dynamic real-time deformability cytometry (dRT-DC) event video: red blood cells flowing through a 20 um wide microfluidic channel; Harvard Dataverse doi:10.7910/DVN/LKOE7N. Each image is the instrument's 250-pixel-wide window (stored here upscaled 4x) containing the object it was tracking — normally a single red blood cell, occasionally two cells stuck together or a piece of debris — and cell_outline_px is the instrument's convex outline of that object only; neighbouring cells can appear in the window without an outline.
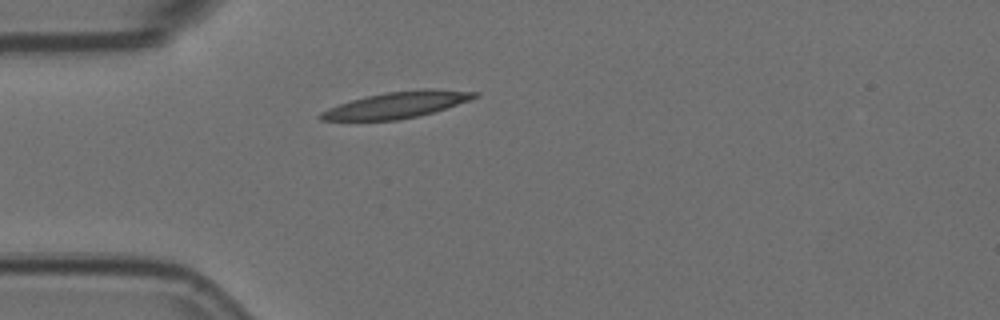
{"species": "Egyptian fruit bat (a non-hibernating species)", "species_latin": "Rousettus aegyptiacus", "temperature_condition": "room temperature", "stored_images_in_passage": 33, "camera_frame_rate_fps": 3000, "um_per_image_px": 0.085, "animal": {"sex": "female"}, "frame": {"image": 1, "passage_image": 1, "time_ms": 0.0, "image_size_px": [1000, 320], "cell_outline_px": [[480, 96], [432, 112], [400, 120], [320, 120], [316, 116], [320, 112], [328, 108], [364, 96], [384, 92], [424, 88], [432, 88], [480, 92]], "centroid_in_image_um": [33.72, 8.9], "position_along_channel_um": 51.3, "area_um2": 23.58}}
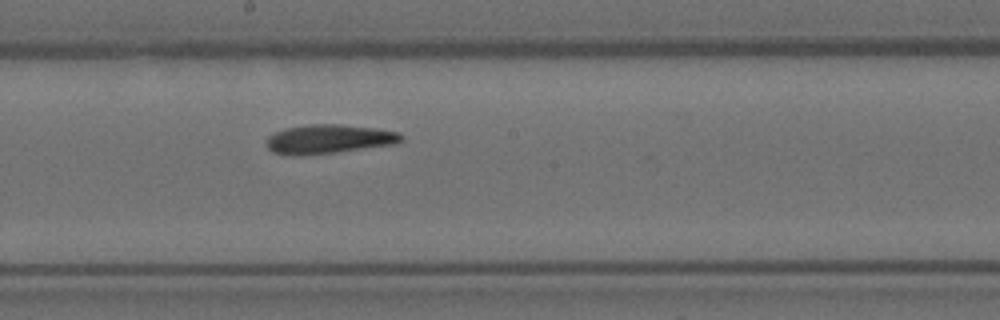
{"frame": {"image": 2, "passage_image": 16, "time_ms": 5.0, "image_size_px": [1000, 320], "cell_outline_px": [[404, 140], [396, 144], [336, 152], [304, 156], [292, 156], [272, 152], [268, 148], [268, 136], [284, 128], [312, 124], [340, 124], [376, 128], [400, 132], [404, 136]], "centroid_in_image_um": [27.99, 11.83], "position_along_channel_um": 220.2, "area_um2": 23.06}}
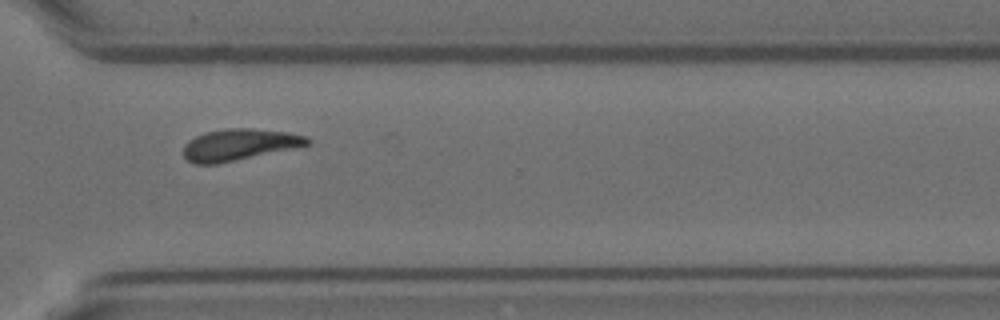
{"frame": {"image": 3, "passage_image": 27, "time_ms": 8.667, "image_size_px": [1000, 320], "cell_outline_px": [[312, 140], [308, 144], [292, 148], [216, 164], [196, 164], [188, 160], [184, 156], [184, 144], [188, 140], [204, 132], [228, 128], [248, 128], [288, 132], [308, 136]], "centroid_in_image_um": [20.31, 12.28], "position_along_channel_um": 350.3, "area_um2": 22.48}, "authors_computed_cell_mechanics": {"area_um2": 22.542, "velocity_mm_per_s": 3.5511, "shape_relaxation_time_tau1_ms": null, "shape_relaxation_time_tau2_ms": 7.5293, "deformation_change_tau1": null, "deformation_change_tau2": 0.1773}}